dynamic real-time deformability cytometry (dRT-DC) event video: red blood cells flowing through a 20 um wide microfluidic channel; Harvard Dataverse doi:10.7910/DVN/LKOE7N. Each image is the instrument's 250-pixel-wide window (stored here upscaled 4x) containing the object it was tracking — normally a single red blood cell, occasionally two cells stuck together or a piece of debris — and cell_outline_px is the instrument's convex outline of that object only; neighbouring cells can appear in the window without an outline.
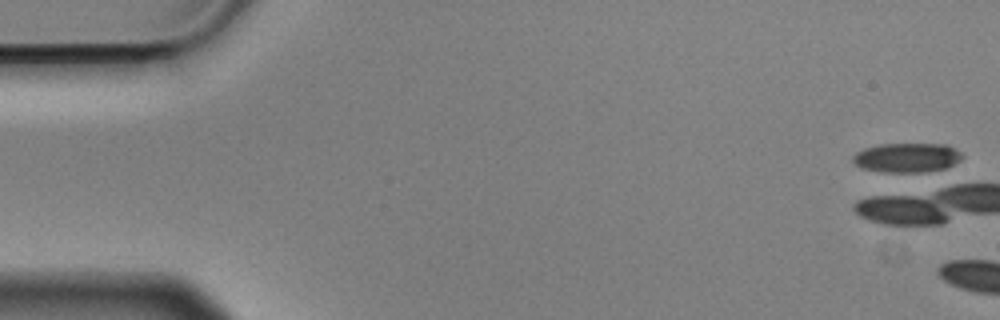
{"species": "Egyptian fruit bat (a non-hibernating species)", "species_latin": "Rousettus aegyptiacus", "temperature_condition": "cold", "stored_images_in_passage": 1, "camera_frame_rate_fps": 3000, "um_per_image_px": 0.085, "animal": {"sex": "male"}, "frame": {"image": 1, "passage_image": 1, "time_ms": 0.0, "image_size_px": [1000, 320], "cell_outline_px": [[964, 156], [960, 160], [944, 168], [924, 172], [884, 172], [864, 168], [856, 164], [852, 160], [852, 156], [856, 152], [864, 148], [880, 144], [948, 144], [956, 148]], "centroid_in_image_um": [77.1, 13.38], "position_along_channel_um": 7.9, "area_um2": 18.67}}